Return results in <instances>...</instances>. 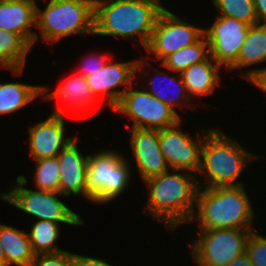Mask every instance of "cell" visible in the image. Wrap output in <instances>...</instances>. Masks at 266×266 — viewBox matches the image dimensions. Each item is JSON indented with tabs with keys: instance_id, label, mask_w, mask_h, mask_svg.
I'll list each match as a JSON object with an SVG mask.
<instances>
[{
	"instance_id": "d590c367",
	"label": "cell",
	"mask_w": 266,
	"mask_h": 266,
	"mask_svg": "<svg viewBox=\"0 0 266 266\" xmlns=\"http://www.w3.org/2000/svg\"><path fill=\"white\" fill-rule=\"evenodd\" d=\"M0 266H6V258L4 256V252L0 243Z\"/></svg>"
},
{
	"instance_id": "52a82bcc",
	"label": "cell",
	"mask_w": 266,
	"mask_h": 266,
	"mask_svg": "<svg viewBox=\"0 0 266 266\" xmlns=\"http://www.w3.org/2000/svg\"><path fill=\"white\" fill-rule=\"evenodd\" d=\"M27 178L23 175L16 179L17 185L9 193L0 194L3 200L21 211L37 217L39 220H48L69 225H83L84 221L65 205L58 196L60 192L31 190L24 188ZM58 195V196H57Z\"/></svg>"
},
{
	"instance_id": "3957f363",
	"label": "cell",
	"mask_w": 266,
	"mask_h": 266,
	"mask_svg": "<svg viewBox=\"0 0 266 266\" xmlns=\"http://www.w3.org/2000/svg\"><path fill=\"white\" fill-rule=\"evenodd\" d=\"M201 187L191 221L196 220L201 229H252L254 213L244 186L205 187L200 191Z\"/></svg>"
},
{
	"instance_id": "9a60e30c",
	"label": "cell",
	"mask_w": 266,
	"mask_h": 266,
	"mask_svg": "<svg viewBox=\"0 0 266 266\" xmlns=\"http://www.w3.org/2000/svg\"><path fill=\"white\" fill-rule=\"evenodd\" d=\"M131 150L144 180L170 170L159 144V130L132 128Z\"/></svg>"
},
{
	"instance_id": "e0dca14e",
	"label": "cell",
	"mask_w": 266,
	"mask_h": 266,
	"mask_svg": "<svg viewBox=\"0 0 266 266\" xmlns=\"http://www.w3.org/2000/svg\"><path fill=\"white\" fill-rule=\"evenodd\" d=\"M35 17V0H0V29L20 34L31 46L38 37L30 28Z\"/></svg>"
},
{
	"instance_id": "7c38bea8",
	"label": "cell",
	"mask_w": 266,
	"mask_h": 266,
	"mask_svg": "<svg viewBox=\"0 0 266 266\" xmlns=\"http://www.w3.org/2000/svg\"><path fill=\"white\" fill-rule=\"evenodd\" d=\"M181 121L174 126L159 130V144L161 153L170 169L182 171H199L201 151L205 138L197 132L193 140L185 132L177 130Z\"/></svg>"
},
{
	"instance_id": "ffe728a7",
	"label": "cell",
	"mask_w": 266,
	"mask_h": 266,
	"mask_svg": "<svg viewBox=\"0 0 266 266\" xmlns=\"http://www.w3.org/2000/svg\"><path fill=\"white\" fill-rule=\"evenodd\" d=\"M0 243L6 266H31L35 254L26 232L0 223Z\"/></svg>"
},
{
	"instance_id": "f546056e",
	"label": "cell",
	"mask_w": 266,
	"mask_h": 266,
	"mask_svg": "<svg viewBox=\"0 0 266 266\" xmlns=\"http://www.w3.org/2000/svg\"><path fill=\"white\" fill-rule=\"evenodd\" d=\"M31 266H72V253L63 251L56 254H38Z\"/></svg>"
},
{
	"instance_id": "8992f818",
	"label": "cell",
	"mask_w": 266,
	"mask_h": 266,
	"mask_svg": "<svg viewBox=\"0 0 266 266\" xmlns=\"http://www.w3.org/2000/svg\"><path fill=\"white\" fill-rule=\"evenodd\" d=\"M121 155L110 150L89 155L86 194L90 201L107 203L126 189L131 170L129 162Z\"/></svg>"
},
{
	"instance_id": "4316f807",
	"label": "cell",
	"mask_w": 266,
	"mask_h": 266,
	"mask_svg": "<svg viewBox=\"0 0 266 266\" xmlns=\"http://www.w3.org/2000/svg\"><path fill=\"white\" fill-rule=\"evenodd\" d=\"M35 185L38 190L59 192V163L57 157L36 160Z\"/></svg>"
},
{
	"instance_id": "4dcf8cb0",
	"label": "cell",
	"mask_w": 266,
	"mask_h": 266,
	"mask_svg": "<svg viewBox=\"0 0 266 266\" xmlns=\"http://www.w3.org/2000/svg\"><path fill=\"white\" fill-rule=\"evenodd\" d=\"M92 56L87 58L83 62L82 65L83 68L80 70V72H78L79 74H82L85 78L92 75V73L96 72L100 68H102L109 60L107 59V57L103 55L99 56V54L97 56L95 55Z\"/></svg>"
},
{
	"instance_id": "f1b7e54d",
	"label": "cell",
	"mask_w": 266,
	"mask_h": 266,
	"mask_svg": "<svg viewBox=\"0 0 266 266\" xmlns=\"http://www.w3.org/2000/svg\"><path fill=\"white\" fill-rule=\"evenodd\" d=\"M245 252L253 266H266V236L252 231L248 237Z\"/></svg>"
},
{
	"instance_id": "ba28073f",
	"label": "cell",
	"mask_w": 266,
	"mask_h": 266,
	"mask_svg": "<svg viewBox=\"0 0 266 266\" xmlns=\"http://www.w3.org/2000/svg\"><path fill=\"white\" fill-rule=\"evenodd\" d=\"M252 229H201L193 240L191 256L199 266H226L246 251Z\"/></svg>"
},
{
	"instance_id": "e575fe53",
	"label": "cell",
	"mask_w": 266,
	"mask_h": 266,
	"mask_svg": "<svg viewBox=\"0 0 266 266\" xmlns=\"http://www.w3.org/2000/svg\"><path fill=\"white\" fill-rule=\"evenodd\" d=\"M226 266H253L252 262L250 261L249 256L246 252L239 255L237 258L233 259L228 265Z\"/></svg>"
},
{
	"instance_id": "cb8c5ba5",
	"label": "cell",
	"mask_w": 266,
	"mask_h": 266,
	"mask_svg": "<svg viewBox=\"0 0 266 266\" xmlns=\"http://www.w3.org/2000/svg\"><path fill=\"white\" fill-rule=\"evenodd\" d=\"M209 57L210 46L206 37L203 35L196 43L181 48L167 56L161 65L170 71L181 74L191 65L205 61Z\"/></svg>"
},
{
	"instance_id": "9c48e42d",
	"label": "cell",
	"mask_w": 266,
	"mask_h": 266,
	"mask_svg": "<svg viewBox=\"0 0 266 266\" xmlns=\"http://www.w3.org/2000/svg\"><path fill=\"white\" fill-rule=\"evenodd\" d=\"M114 112L123 113L133 120L132 128L162 130L181 121L180 115L169 105L157 99L144 88L126 89Z\"/></svg>"
},
{
	"instance_id": "44dd1931",
	"label": "cell",
	"mask_w": 266,
	"mask_h": 266,
	"mask_svg": "<svg viewBox=\"0 0 266 266\" xmlns=\"http://www.w3.org/2000/svg\"><path fill=\"white\" fill-rule=\"evenodd\" d=\"M31 47L20 34L0 29V67L22 74Z\"/></svg>"
},
{
	"instance_id": "4fadbf2b",
	"label": "cell",
	"mask_w": 266,
	"mask_h": 266,
	"mask_svg": "<svg viewBox=\"0 0 266 266\" xmlns=\"http://www.w3.org/2000/svg\"><path fill=\"white\" fill-rule=\"evenodd\" d=\"M111 61L109 59L102 68L86 77V79L94 97L97 99L100 96L99 94H104L109 100V107L113 110L125 93V89L116 91V88L124 85L128 89L133 82V77L141 68H145V63L143 62L144 59L128 62Z\"/></svg>"
},
{
	"instance_id": "1f68e13d",
	"label": "cell",
	"mask_w": 266,
	"mask_h": 266,
	"mask_svg": "<svg viewBox=\"0 0 266 266\" xmlns=\"http://www.w3.org/2000/svg\"><path fill=\"white\" fill-rule=\"evenodd\" d=\"M242 75L250 82L255 84L257 87L266 92V67L262 69H253L246 71ZM266 94V93H265Z\"/></svg>"
},
{
	"instance_id": "7a4b0ae2",
	"label": "cell",
	"mask_w": 266,
	"mask_h": 266,
	"mask_svg": "<svg viewBox=\"0 0 266 266\" xmlns=\"http://www.w3.org/2000/svg\"><path fill=\"white\" fill-rule=\"evenodd\" d=\"M170 170L144 182L149 190L146 212L153 219L163 222L166 228L174 230L182 223L191 221L200 185L190 172L184 170L182 174L175 172L180 170Z\"/></svg>"
},
{
	"instance_id": "d6a6232c",
	"label": "cell",
	"mask_w": 266,
	"mask_h": 266,
	"mask_svg": "<svg viewBox=\"0 0 266 266\" xmlns=\"http://www.w3.org/2000/svg\"><path fill=\"white\" fill-rule=\"evenodd\" d=\"M72 266H112L102 258L85 257L72 253Z\"/></svg>"
},
{
	"instance_id": "5b68a950",
	"label": "cell",
	"mask_w": 266,
	"mask_h": 266,
	"mask_svg": "<svg viewBox=\"0 0 266 266\" xmlns=\"http://www.w3.org/2000/svg\"><path fill=\"white\" fill-rule=\"evenodd\" d=\"M95 0H49L42 11L36 4L35 26L52 44L73 34H94Z\"/></svg>"
},
{
	"instance_id": "d4e9b609",
	"label": "cell",
	"mask_w": 266,
	"mask_h": 266,
	"mask_svg": "<svg viewBox=\"0 0 266 266\" xmlns=\"http://www.w3.org/2000/svg\"><path fill=\"white\" fill-rule=\"evenodd\" d=\"M59 224L48 220H37L27 233L32 251L38 254H56L63 252L54 245L59 237Z\"/></svg>"
},
{
	"instance_id": "836d02e7",
	"label": "cell",
	"mask_w": 266,
	"mask_h": 266,
	"mask_svg": "<svg viewBox=\"0 0 266 266\" xmlns=\"http://www.w3.org/2000/svg\"><path fill=\"white\" fill-rule=\"evenodd\" d=\"M258 23H266V0H253Z\"/></svg>"
},
{
	"instance_id": "277c9868",
	"label": "cell",
	"mask_w": 266,
	"mask_h": 266,
	"mask_svg": "<svg viewBox=\"0 0 266 266\" xmlns=\"http://www.w3.org/2000/svg\"><path fill=\"white\" fill-rule=\"evenodd\" d=\"M206 133L198 171L207 178L205 187L243 186L237 178L247 164L258 156L245 150L236 139L224 134L220 128Z\"/></svg>"
},
{
	"instance_id": "d6986e66",
	"label": "cell",
	"mask_w": 266,
	"mask_h": 266,
	"mask_svg": "<svg viewBox=\"0 0 266 266\" xmlns=\"http://www.w3.org/2000/svg\"><path fill=\"white\" fill-rule=\"evenodd\" d=\"M47 87L42 86V98L55 99L61 98L65 100L71 108L76 112L80 110L89 109L88 107L92 106L97 99L94 97L91 89L88 85L87 79L82 75L77 73L73 77H69L68 80L58 89L47 93Z\"/></svg>"
},
{
	"instance_id": "603a6c76",
	"label": "cell",
	"mask_w": 266,
	"mask_h": 266,
	"mask_svg": "<svg viewBox=\"0 0 266 266\" xmlns=\"http://www.w3.org/2000/svg\"><path fill=\"white\" fill-rule=\"evenodd\" d=\"M39 95H42V86L0 83V115L19 110Z\"/></svg>"
},
{
	"instance_id": "6da1fadb",
	"label": "cell",
	"mask_w": 266,
	"mask_h": 266,
	"mask_svg": "<svg viewBox=\"0 0 266 266\" xmlns=\"http://www.w3.org/2000/svg\"><path fill=\"white\" fill-rule=\"evenodd\" d=\"M160 0H95L94 35L135 38L147 47L158 17Z\"/></svg>"
},
{
	"instance_id": "ac0fdd59",
	"label": "cell",
	"mask_w": 266,
	"mask_h": 266,
	"mask_svg": "<svg viewBox=\"0 0 266 266\" xmlns=\"http://www.w3.org/2000/svg\"><path fill=\"white\" fill-rule=\"evenodd\" d=\"M220 68L221 66L213 58L209 57L205 61L191 65L182 72L180 75L188 95L190 97L191 95L200 97L201 95L212 94L220 83L218 73Z\"/></svg>"
},
{
	"instance_id": "2e32d148",
	"label": "cell",
	"mask_w": 266,
	"mask_h": 266,
	"mask_svg": "<svg viewBox=\"0 0 266 266\" xmlns=\"http://www.w3.org/2000/svg\"><path fill=\"white\" fill-rule=\"evenodd\" d=\"M77 137L71 141L57 155L59 163V192L68 196L83 194L89 201L90 198L86 194V170L88 165V157L79 152L77 147Z\"/></svg>"
},
{
	"instance_id": "8fae6325",
	"label": "cell",
	"mask_w": 266,
	"mask_h": 266,
	"mask_svg": "<svg viewBox=\"0 0 266 266\" xmlns=\"http://www.w3.org/2000/svg\"><path fill=\"white\" fill-rule=\"evenodd\" d=\"M250 25L235 18L220 16L204 28V36L210 46V57L228 70L236 61L245 42Z\"/></svg>"
},
{
	"instance_id": "7402d4cb",
	"label": "cell",
	"mask_w": 266,
	"mask_h": 266,
	"mask_svg": "<svg viewBox=\"0 0 266 266\" xmlns=\"http://www.w3.org/2000/svg\"><path fill=\"white\" fill-rule=\"evenodd\" d=\"M266 61V23L251 25L242 44L237 61L230 70L248 67Z\"/></svg>"
},
{
	"instance_id": "5bb4252c",
	"label": "cell",
	"mask_w": 266,
	"mask_h": 266,
	"mask_svg": "<svg viewBox=\"0 0 266 266\" xmlns=\"http://www.w3.org/2000/svg\"><path fill=\"white\" fill-rule=\"evenodd\" d=\"M64 114L62 107L56 109L46 120L29 128V148L33 159L57 157L71 141L64 138Z\"/></svg>"
},
{
	"instance_id": "484cf974",
	"label": "cell",
	"mask_w": 266,
	"mask_h": 266,
	"mask_svg": "<svg viewBox=\"0 0 266 266\" xmlns=\"http://www.w3.org/2000/svg\"><path fill=\"white\" fill-rule=\"evenodd\" d=\"M220 16H227L248 25H256L258 19L253 0H212Z\"/></svg>"
},
{
	"instance_id": "30bf717a",
	"label": "cell",
	"mask_w": 266,
	"mask_h": 266,
	"mask_svg": "<svg viewBox=\"0 0 266 266\" xmlns=\"http://www.w3.org/2000/svg\"><path fill=\"white\" fill-rule=\"evenodd\" d=\"M203 35L204 29L186 23L165 8L157 19L145 49L162 62L175 51L196 43Z\"/></svg>"
},
{
	"instance_id": "83f0119b",
	"label": "cell",
	"mask_w": 266,
	"mask_h": 266,
	"mask_svg": "<svg viewBox=\"0 0 266 266\" xmlns=\"http://www.w3.org/2000/svg\"><path fill=\"white\" fill-rule=\"evenodd\" d=\"M154 71L156 72L157 77H159L158 76L159 74L160 75H163V77H165L164 79L169 80V82H171V84H173V83L176 84V87L175 88L177 90L172 95V96H175V99L170 96L171 94L169 95V98L165 96L166 93H167V88L168 87L161 89L164 92H165V89H166V92L164 93L165 95L162 93L161 90H157L156 87L154 88L156 78H152V79L149 78L148 81H150L149 82V85L150 86L149 87L143 86V88L148 93H150L151 95H153L154 97H156L157 99H159L162 102H164L165 104L169 105L177 113V111L174 109V106L181 105L180 104L181 101H179V99L183 98L184 99L183 101H187V102L191 100L190 99L191 97L187 93V89H186V87L184 85V82L182 81L181 75L179 74V77L177 78L175 76L174 77L173 76L171 77V76L167 75L166 73H160L157 69H155ZM147 88H150L149 89L150 91ZM169 92L167 94H169Z\"/></svg>"
}]
</instances>
